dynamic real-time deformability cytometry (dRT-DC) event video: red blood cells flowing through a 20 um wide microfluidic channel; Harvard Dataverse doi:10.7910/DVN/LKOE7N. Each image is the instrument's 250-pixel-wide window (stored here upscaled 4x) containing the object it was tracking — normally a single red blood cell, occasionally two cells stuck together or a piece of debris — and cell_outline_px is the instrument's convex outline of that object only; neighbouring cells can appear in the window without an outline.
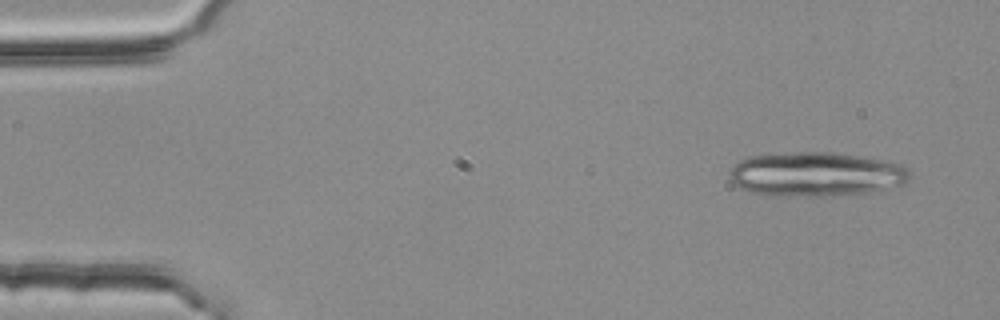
{"species": "common noctule bat (a hibernating species)", "species_latin": "Nyctalus noctula", "temperature_condition": "room temperature", "stored_images_in_passage": 4, "camera_frame_rate_fps": 3000, "um_per_image_px": 0.085, "animal": {"sex": "female", "body_mass_g": 25.1}, "frame": {"image": 1, "passage_image": 1, "time_ms": 0.0, "image_size_px": [1000, 320], "cell_outline_px": [[912, 176], [908, 180], [900, 184], [888, 188], [868, 192], [824, 196], [764, 196], [748, 192], [736, 188], [732, 184], [728, 176], [728, 172], [740, 160], [748, 156], [796, 152], [832, 152], [860, 156], [900, 164], [908, 168]], "centroid_in_image_um": [69.27, 14.82], "position_along_channel_um": 15.7, "area_um2": 46.93}}